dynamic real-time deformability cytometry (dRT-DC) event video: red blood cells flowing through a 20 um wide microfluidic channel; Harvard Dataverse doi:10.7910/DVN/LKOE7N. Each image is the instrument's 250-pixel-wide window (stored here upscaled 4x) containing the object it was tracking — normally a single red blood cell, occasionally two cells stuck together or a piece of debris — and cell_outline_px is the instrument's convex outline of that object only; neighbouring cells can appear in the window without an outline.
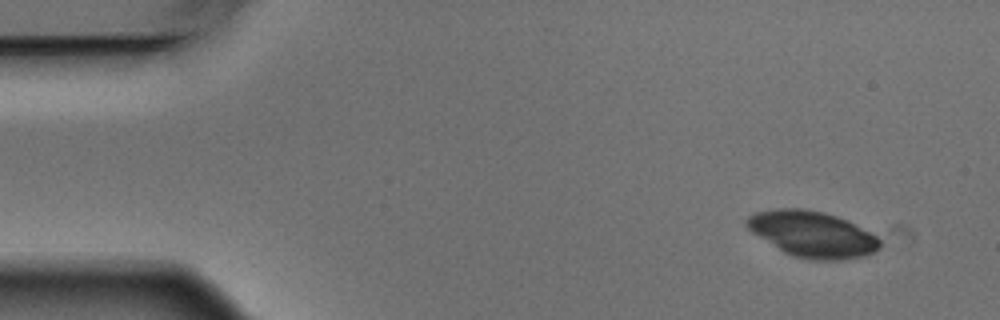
{"species": "Egyptian fruit bat (a non-hibernating species)", "species_latin": "Rousettus aegyptiacus", "temperature_condition": "warm", "stored_images_in_passage": 4, "camera_frame_rate_fps": 3000, "um_per_image_px": 0.085, "animal": {"sex": "male"}, "frame": {"image": 1, "passage_image": 1, "time_ms": 0.0, "image_size_px": [1000, 320], "cell_outline_px": [[880, 248], [876, 252], [864, 256], [840, 260], [808, 260], [792, 256], [784, 252], [752, 232], [744, 224], [744, 220], [748, 216], [756, 212], [780, 208], [804, 208], [824, 212], [848, 220], [876, 236], [880, 240]], "centroid_in_image_um": [69.05, 19.91], "position_along_channel_um": 15.9, "area_um2": 35.78}}